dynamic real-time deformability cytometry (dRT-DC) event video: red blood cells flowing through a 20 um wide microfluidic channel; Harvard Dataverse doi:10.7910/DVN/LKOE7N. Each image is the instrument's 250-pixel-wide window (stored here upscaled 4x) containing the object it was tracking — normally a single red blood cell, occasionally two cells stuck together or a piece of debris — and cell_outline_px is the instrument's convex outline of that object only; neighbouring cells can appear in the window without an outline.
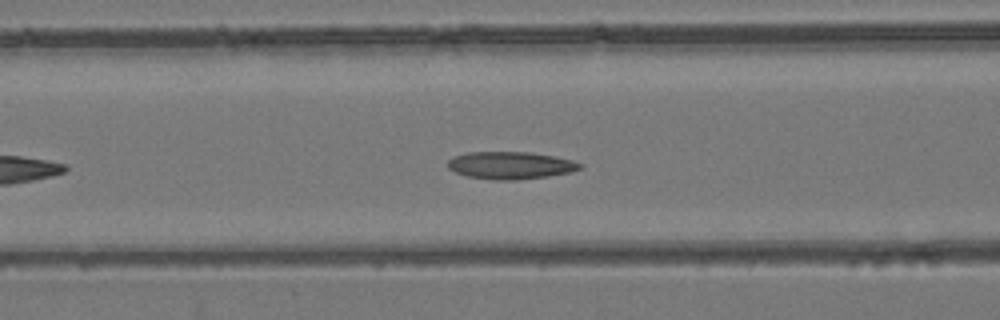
{"species": "common noctule bat (a hibernating species)", "species_latin": "Nyctalus noctula", "temperature_condition": "room temperature", "stored_images_in_passage": 31, "camera_frame_rate_fps": 3000, "um_per_image_px": 0.085, "animal": {"sex": "female", "body_mass_g": 24.6, "forearm_length_mm": 56.2}, "frame": {"image": 1, "passage_image": 10, "time_ms": 3.0, "image_size_px": [1000, 320], "cell_outline_px": [[584, 164], [580, 168], [572, 172], [548, 176], [516, 180], [496, 180], [468, 176], [456, 172], [448, 168], [448, 160], [452, 156], [468, 152], [528, 152], [556, 156], [572, 160]], "centroid_in_image_um": [43.41, 14.05], "position_along_channel_um": 123.2, "area_um2": 21.15}}
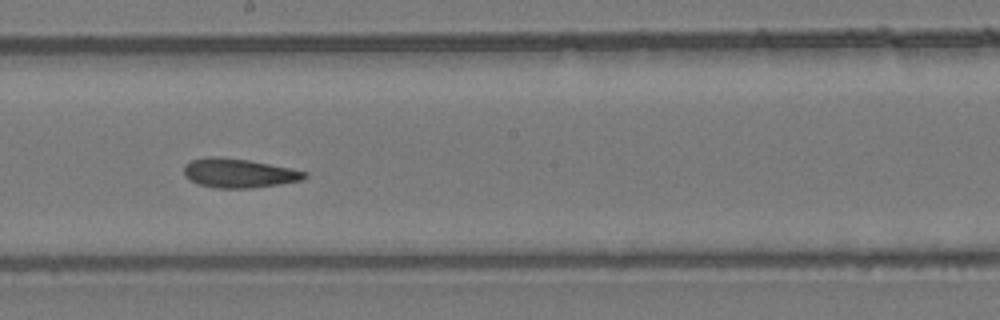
{"frame": {"image": 2, "passage_image": 18, "time_ms": 5.667, "image_size_px": [1000, 320], "cell_outline_px": [[308, 176], [300, 180], [252, 188], [216, 188], [196, 184], [184, 176], [184, 164], [192, 160], [248, 160], [308, 172]], "centroid_in_image_um": [20.31, 14.77], "position_along_channel_um": 227.9, "area_um2": 19.42}}
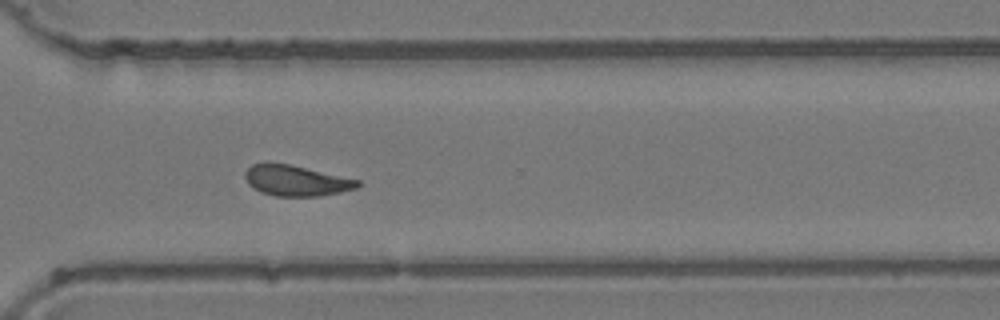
{"frame": {"image": 3, "passage_image": 27, "time_ms": 8.667, "image_size_px": [1000, 320], "cell_outline_px": [[360, 184], [356, 188], [340, 192], [316, 196], [276, 196], [260, 192], [248, 184], [244, 176], [244, 172], [252, 164], [288, 164], [360, 180]], "centroid_in_image_um": [25.16, 15.37], "position_along_channel_um": 345.4, "area_um2": 19.71}, "authors_computed_cell_mechanics": {"area_um2": 20.5768, "velocity_mm_per_s": 3.9302, "shape_relaxation_time_tau1_ms": null, "shape_relaxation_time_tau2_ms": 4.6781, "deformation_change_tau1": null, "deformation_change_tau2": 0.1336}}